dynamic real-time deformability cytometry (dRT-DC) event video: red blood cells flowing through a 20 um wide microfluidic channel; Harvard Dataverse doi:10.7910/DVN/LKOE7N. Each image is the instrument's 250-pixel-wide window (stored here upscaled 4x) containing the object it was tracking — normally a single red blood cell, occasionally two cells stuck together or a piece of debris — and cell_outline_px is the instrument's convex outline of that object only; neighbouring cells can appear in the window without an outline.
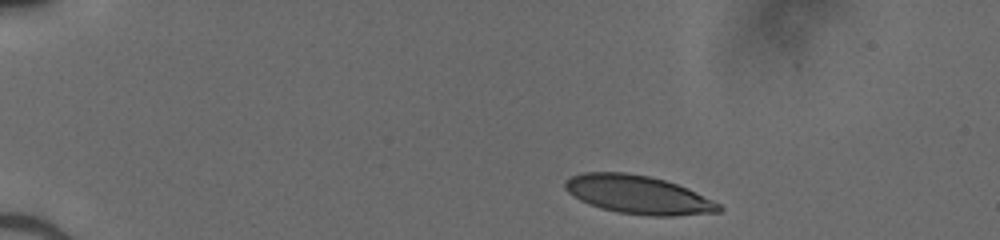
{"species": "human", "species_latin": "Homo sapiens", "temperature_condition": "cold", "stored_images_in_passage": 42, "camera_frame_rate_fps": 3000, "um_per_image_px": 0.085, "donor": {"sex": "male"}, "frame": {"image": 1, "passage_image": 1, "time_ms": 0.0, "image_size_px": [1000, 240], "cell_outline_px": [[724, 208], [720, 212], [672, 216], [652, 216], [620, 212], [600, 208], [580, 200], [568, 192], [564, 188], [564, 180], [572, 176], [584, 172], [624, 172], [648, 176], [664, 180], [688, 188], [720, 204]], "centroid_in_image_um": [54.24, 16.55], "position_along_channel_um": 30.8, "area_um2": 34.28}}
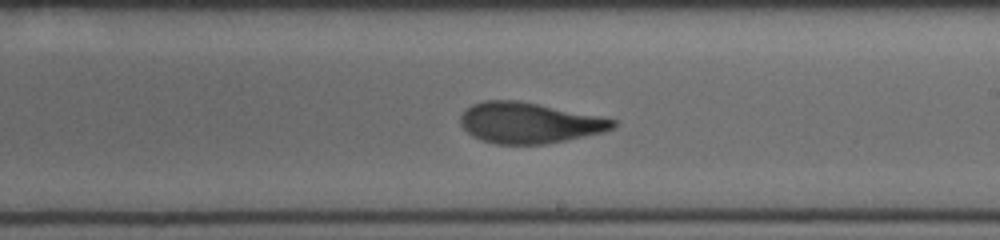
{"frame": {"image": 2, "passage_image": 23, "time_ms": 7.333, "image_size_px": [1000, 240], "cell_outline_px": [[616, 124], [612, 128], [604, 132], [544, 144], [496, 144], [480, 140], [472, 136], [460, 124], [460, 116], [472, 104], [484, 100], [516, 100], [600, 116], [616, 120]], "centroid_in_image_um": [44.95, 10.44], "position_along_channel_um": 244.1, "area_um2": 35.89}}
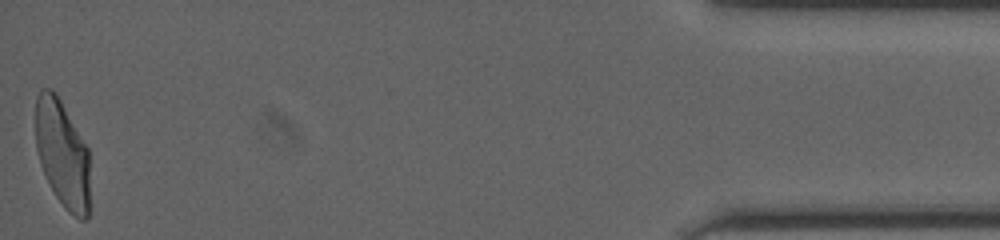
{"frame": {"image": 3, "passage_image": 42, "time_ms": 13.667, "image_size_px": [1000, 240], "cell_outline_px": [[88, 216], [84, 220], [80, 220], [68, 212], [64, 208], [56, 196], [40, 164], [36, 148], [36, 96], [40, 88], [52, 88], [56, 92], [88, 148]], "centroid_in_image_um": [5.28, 13.04], "position_along_channel_um": 429.9, "area_um2": 33.81}}